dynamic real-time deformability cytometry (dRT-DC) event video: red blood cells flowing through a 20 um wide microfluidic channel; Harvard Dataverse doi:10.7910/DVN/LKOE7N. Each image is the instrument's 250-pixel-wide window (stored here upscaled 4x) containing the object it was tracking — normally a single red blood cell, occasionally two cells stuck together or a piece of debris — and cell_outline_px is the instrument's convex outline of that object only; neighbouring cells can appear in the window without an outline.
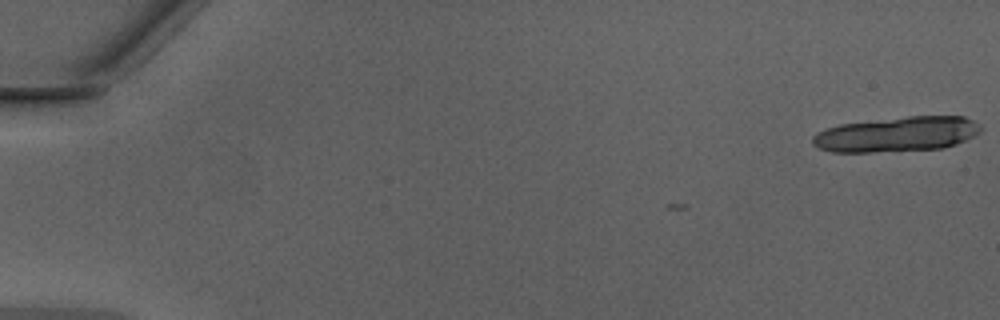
{"species": "Egyptian fruit bat (a non-hibernating species)", "species_latin": "Rousettus aegyptiacus", "temperature_condition": "warm", "stored_images_in_passage": 5, "camera_frame_rate_fps": 3000, "um_per_image_px": 0.085, "animal": {"sex": "male"}, "frame": {"image": 1, "passage_image": 1, "time_ms": 0.0, "image_size_px": [1000, 320], "cell_outline_px": [[984, 128], [980, 132], [956, 144], [944, 148], [896, 152], [832, 152], [820, 148], [812, 144], [812, 136], [816, 132], [840, 124], [908, 116], [964, 116], [980, 124]], "centroid_in_image_um": [76.25, 11.42], "position_along_channel_um": 8.7, "area_um2": 34.62}}